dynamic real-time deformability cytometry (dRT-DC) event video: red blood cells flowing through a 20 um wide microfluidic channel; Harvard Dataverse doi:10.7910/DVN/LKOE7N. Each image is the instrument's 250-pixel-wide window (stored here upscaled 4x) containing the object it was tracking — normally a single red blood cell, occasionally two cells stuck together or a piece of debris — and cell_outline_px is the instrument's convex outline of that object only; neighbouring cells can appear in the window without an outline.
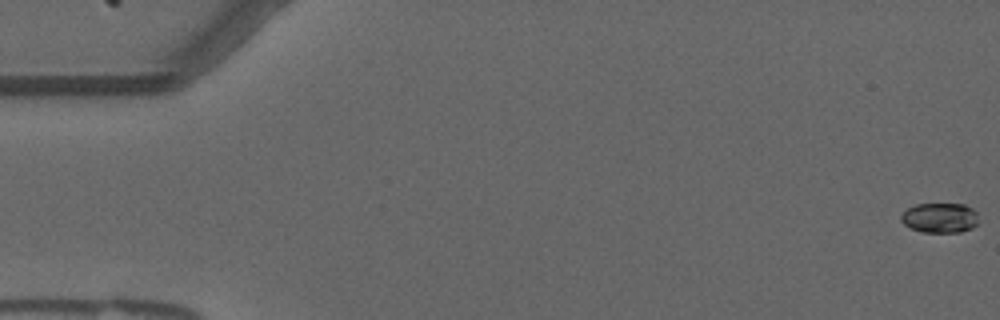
{"species": "common noctule bat (a hibernating species)", "species_latin": "Nyctalus noctula", "temperature_condition": "warm", "stored_images_in_passage": 56, "camera_frame_rate_fps": 3000, "um_per_image_px": 0.085, "animal": {"sex": "male", "forearm_length_mm": 52.5}, "frame": {"image": 1, "passage_image": 1, "time_ms": 0.0, "image_size_px": [1000, 320], "cell_outline_px": [[976, 224], [972, 228], [960, 232], [924, 232], [912, 228], [904, 224], [900, 220], [900, 216], [908, 208], [916, 204], [964, 204], [972, 208], [976, 212]], "centroid_in_image_um": [79.87, 18.51], "position_along_channel_um": 5.1, "area_um2": 13.35}}
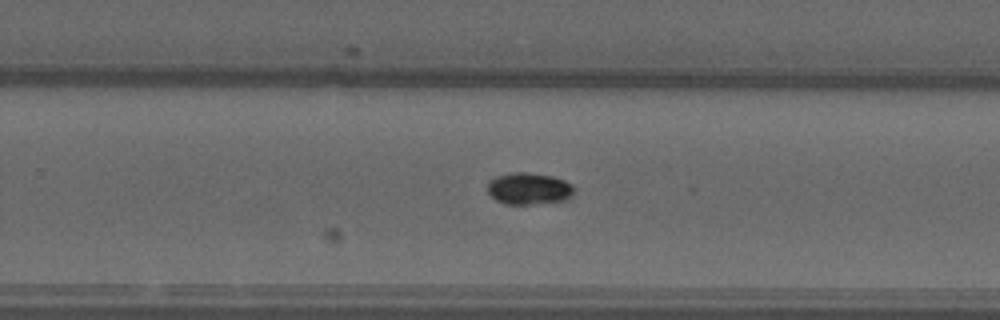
{"frame": {"image": 2, "passage_image": 36, "time_ms": 11.667, "image_size_px": [1000, 320], "cell_outline_px": [[572, 196], [568, 200], [528, 204], [504, 204], [496, 200], [488, 192], [488, 180], [496, 176], [512, 172], [524, 172], [552, 176], [564, 180], [572, 184]], "centroid_in_image_um": [44.93, 16.03], "position_along_channel_um": 284.9, "area_um2": 16.01}}
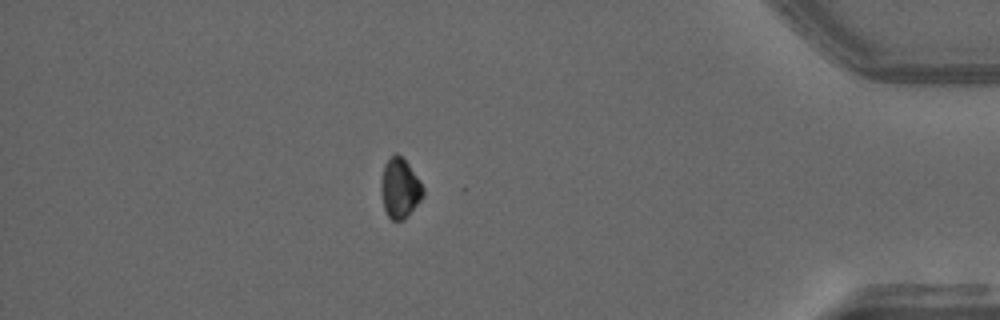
{"frame": {"image": 3, "passage_image": 49, "time_ms": 16.0, "image_size_px": [1000, 320], "cell_outline_px": [[424, 196], [404, 220], [392, 220], [388, 216], [384, 208], [380, 188], [380, 180], [384, 164], [396, 152], [408, 164], [420, 180], [424, 188]], "centroid_in_image_um": [33.98, 16.01], "position_along_channel_um": 401.2, "area_um2": 14.68}}